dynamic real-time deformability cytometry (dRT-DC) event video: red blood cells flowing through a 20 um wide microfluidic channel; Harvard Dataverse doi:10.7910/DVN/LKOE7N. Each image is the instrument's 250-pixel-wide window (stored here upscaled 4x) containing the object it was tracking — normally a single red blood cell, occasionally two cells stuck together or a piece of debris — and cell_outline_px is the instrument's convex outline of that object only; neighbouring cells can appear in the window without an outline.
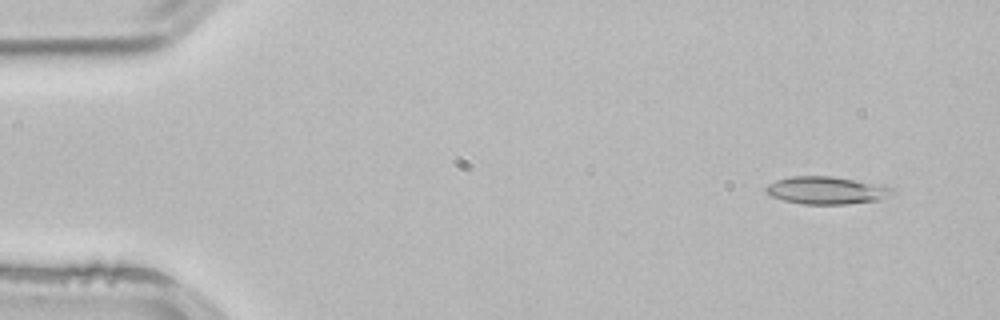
{"species": "common noctule bat (a hibernating species)", "species_latin": "Nyctalus noctula", "temperature_condition": "room temperature", "stored_images_in_passage": 4, "camera_frame_rate_fps": 3000, "um_per_image_px": 0.085, "animal": {"sex": "male", "body_mass_g": 21.5, "forearm_length_mm": 52.0}, "frame": {"image": 1, "passage_image": 1, "time_ms": 0.0, "image_size_px": [1000, 320], "cell_outline_px": [[896, 192], [880, 200], [848, 204], [804, 204], [784, 200], [772, 196], [764, 192], [764, 188], [768, 184], [776, 180], [792, 176], [832, 176], [884, 184], [892, 188]], "centroid_in_image_um": [70.29, 16.17], "position_along_channel_um": 14.7, "area_um2": 20.58}}